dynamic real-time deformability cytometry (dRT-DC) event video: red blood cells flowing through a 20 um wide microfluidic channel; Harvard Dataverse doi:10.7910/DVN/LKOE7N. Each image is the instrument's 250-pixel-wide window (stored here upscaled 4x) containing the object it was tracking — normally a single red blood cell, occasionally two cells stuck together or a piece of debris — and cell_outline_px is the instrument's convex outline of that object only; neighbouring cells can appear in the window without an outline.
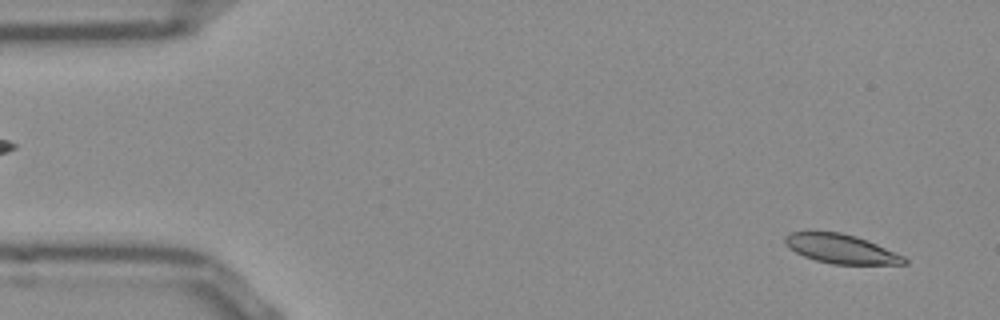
{"species": "Egyptian fruit bat (a non-hibernating species)", "species_latin": "Rousettus aegyptiacus", "temperature_condition": "room temperature", "stored_images_in_passage": 52, "camera_frame_rate_fps": 3000, "um_per_image_px": 0.085, "frame": {"image": 1, "passage_image": 3, "time_ms": 0.667, "image_size_px": [1000, 320], "cell_outline_px": [[908, 264], [832, 264], [816, 260], [804, 256], [788, 248], [784, 244], [784, 236], [792, 232], [840, 232], [856, 236], [876, 244], [904, 256], [908, 260]], "centroid_in_image_um": [71.47, 21.16], "position_along_channel_um": 13.5, "area_um2": 20.11}}
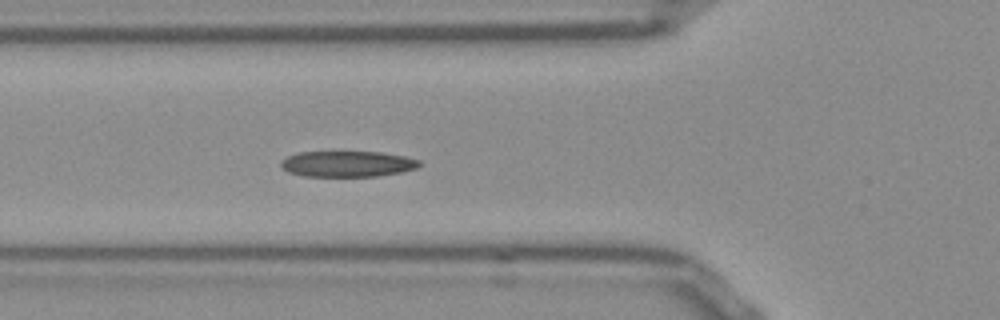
{"frame": {"image": 2, "passage_image": 18, "time_ms": 5.667, "image_size_px": [1000, 320], "cell_outline_px": [[420, 164], [416, 168], [400, 172], [376, 176], [304, 176], [288, 172], [280, 164], [280, 160], [288, 156], [300, 152], [380, 152], [404, 156], [420, 160]], "centroid_in_image_um": [29.51, 13.93], "position_along_channel_um": 96.3, "area_um2": 20.69}}
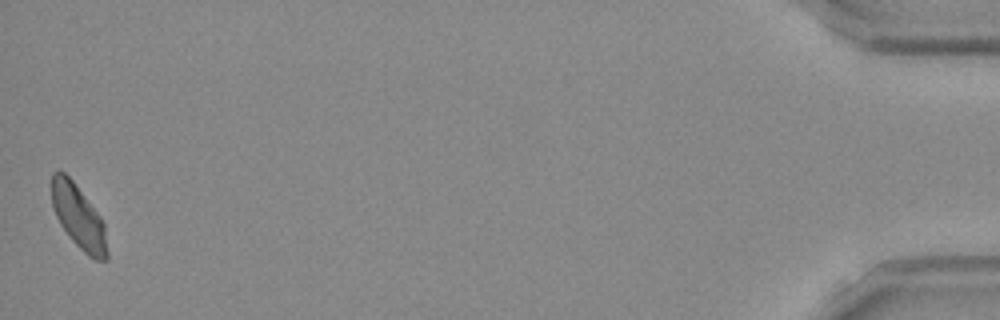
{"frame": {"image": 3, "passage_image": 52, "time_ms": 17.0, "image_size_px": [1000, 320], "cell_outline_px": [[108, 260], [96, 260], [88, 256], [72, 240], [60, 224], [56, 216], [52, 204], [52, 172], [64, 172], [72, 180], [100, 216], [104, 224], [108, 252]], "centroid_in_image_um": [6.69, 18.47], "position_along_channel_um": 428.5, "area_um2": 20.29}, "authors_computed_cell_mechanics": {"area_um2": 20.9525, "velocity_mm_per_s": 3.8015, "shape_relaxation_time_tau1_ms": 8.5149, "shape_relaxation_time_tau2_ms": 3.2079, "deformation_change_tau1": 0.168, "deformation_change_tau2": 0.0788}}